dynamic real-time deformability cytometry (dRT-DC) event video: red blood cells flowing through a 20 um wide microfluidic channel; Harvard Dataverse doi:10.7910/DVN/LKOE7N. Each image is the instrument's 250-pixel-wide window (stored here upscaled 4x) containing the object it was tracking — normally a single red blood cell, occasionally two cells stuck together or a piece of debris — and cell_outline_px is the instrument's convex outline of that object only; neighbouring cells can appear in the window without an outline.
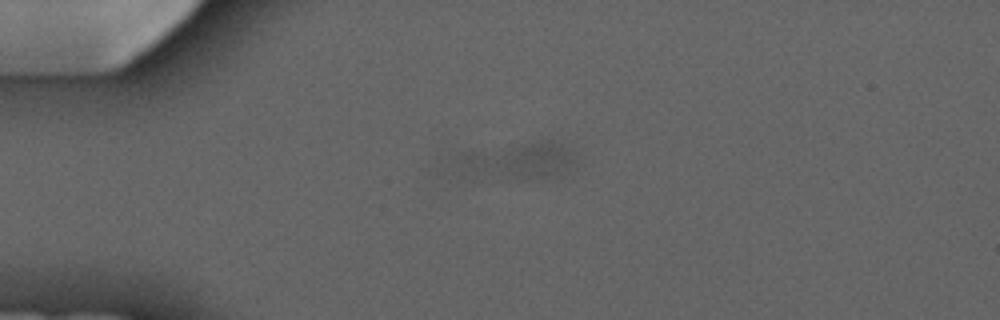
{"species": "common noctule bat (a hibernating species)", "species_latin": "Nyctalus noctula", "temperature_condition": "cold", "stored_images_in_passage": 12, "segment_of_instrument_passage": [1, 2], "camera_frame_rate_fps": 3000, "um_per_image_px": 0.085, "animal": {"sex": "male", "forearm_length_mm": 52.5}, "frame": {"image": 1, "passage_image": 3, "time_ms": 4.333, "image_size_px": [1000, 320], "cell_outline_px": [[576, 168], [560, 176], [544, 180], [468, 180], [436, 172], [444, 160], [456, 152], [544, 140], [572, 140], [576, 152]], "centroid_in_image_um": [43.63, 13.75], "position_along_channel_um": 41.4, "area_um2": 31.5}}